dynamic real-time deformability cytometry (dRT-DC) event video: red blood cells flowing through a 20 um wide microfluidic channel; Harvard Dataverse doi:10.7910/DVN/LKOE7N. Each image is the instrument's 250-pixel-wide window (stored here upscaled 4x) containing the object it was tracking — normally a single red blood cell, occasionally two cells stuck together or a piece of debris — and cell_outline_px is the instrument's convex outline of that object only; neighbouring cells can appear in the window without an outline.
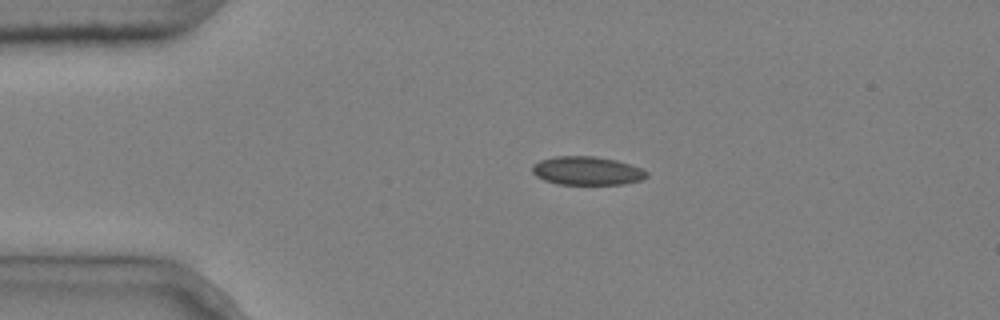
{"species": "common noctule bat (a hibernating species)", "species_latin": "Nyctalus noctula", "temperature_condition": "cold", "stored_images_in_passage": 4, "camera_frame_rate_fps": 3000, "um_per_image_px": 0.085, "animal": {"sex": "male", "body_mass_g": 20.4}, "frame": {"image": 1, "passage_image": 3, "time_ms": 0.667, "image_size_px": [1000, 320], "cell_outline_px": [[648, 176], [644, 180], [624, 184], [556, 184], [544, 180], [536, 176], [532, 172], [532, 164], [540, 160], [552, 156], [596, 156], [616, 160], [632, 164], [648, 172]], "centroid_in_image_um": [49.9, 14.51], "position_along_channel_um": 35.1, "area_um2": 19.31}}